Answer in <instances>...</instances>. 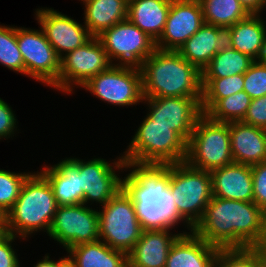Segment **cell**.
<instances>
[{"label": "cell", "mask_w": 266, "mask_h": 267, "mask_svg": "<svg viewBox=\"0 0 266 267\" xmlns=\"http://www.w3.org/2000/svg\"><path fill=\"white\" fill-rule=\"evenodd\" d=\"M192 231L219 249L264 247L266 213L253 201L212 196Z\"/></svg>", "instance_id": "1"}, {"label": "cell", "mask_w": 266, "mask_h": 267, "mask_svg": "<svg viewBox=\"0 0 266 267\" xmlns=\"http://www.w3.org/2000/svg\"><path fill=\"white\" fill-rule=\"evenodd\" d=\"M126 168L133 170L122 180V188L132 199L143 230H172L184 221L169 188L170 164L127 162Z\"/></svg>", "instance_id": "2"}, {"label": "cell", "mask_w": 266, "mask_h": 267, "mask_svg": "<svg viewBox=\"0 0 266 267\" xmlns=\"http://www.w3.org/2000/svg\"><path fill=\"white\" fill-rule=\"evenodd\" d=\"M139 69L143 98H202V72L178 51L156 48Z\"/></svg>", "instance_id": "3"}, {"label": "cell", "mask_w": 266, "mask_h": 267, "mask_svg": "<svg viewBox=\"0 0 266 267\" xmlns=\"http://www.w3.org/2000/svg\"><path fill=\"white\" fill-rule=\"evenodd\" d=\"M57 208L56 198L47 179L38 171L31 173L15 204L6 213L5 232L22 239L42 229L48 234Z\"/></svg>", "instance_id": "4"}, {"label": "cell", "mask_w": 266, "mask_h": 267, "mask_svg": "<svg viewBox=\"0 0 266 267\" xmlns=\"http://www.w3.org/2000/svg\"><path fill=\"white\" fill-rule=\"evenodd\" d=\"M122 158L142 164H175L185 162L187 143L170 126L155 124L147 115Z\"/></svg>", "instance_id": "5"}, {"label": "cell", "mask_w": 266, "mask_h": 267, "mask_svg": "<svg viewBox=\"0 0 266 267\" xmlns=\"http://www.w3.org/2000/svg\"><path fill=\"white\" fill-rule=\"evenodd\" d=\"M169 188L178 214L191 232L212 199L210 172L193 168L186 162L170 164Z\"/></svg>", "instance_id": "6"}, {"label": "cell", "mask_w": 266, "mask_h": 267, "mask_svg": "<svg viewBox=\"0 0 266 267\" xmlns=\"http://www.w3.org/2000/svg\"><path fill=\"white\" fill-rule=\"evenodd\" d=\"M185 162L193 168L209 172L234 163L229 123L213 121L203 114L187 143Z\"/></svg>", "instance_id": "7"}, {"label": "cell", "mask_w": 266, "mask_h": 267, "mask_svg": "<svg viewBox=\"0 0 266 267\" xmlns=\"http://www.w3.org/2000/svg\"><path fill=\"white\" fill-rule=\"evenodd\" d=\"M101 208L99 240L128 254L143 232L132 199L122 188Z\"/></svg>", "instance_id": "8"}, {"label": "cell", "mask_w": 266, "mask_h": 267, "mask_svg": "<svg viewBox=\"0 0 266 267\" xmlns=\"http://www.w3.org/2000/svg\"><path fill=\"white\" fill-rule=\"evenodd\" d=\"M100 100L115 106L137 105L143 101L139 67L112 64L81 86Z\"/></svg>", "instance_id": "9"}, {"label": "cell", "mask_w": 266, "mask_h": 267, "mask_svg": "<svg viewBox=\"0 0 266 267\" xmlns=\"http://www.w3.org/2000/svg\"><path fill=\"white\" fill-rule=\"evenodd\" d=\"M97 38L109 61H119L118 65L139 67L156 49L155 41L128 19L103 31Z\"/></svg>", "instance_id": "10"}, {"label": "cell", "mask_w": 266, "mask_h": 267, "mask_svg": "<svg viewBox=\"0 0 266 267\" xmlns=\"http://www.w3.org/2000/svg\"><path fill=\"white\" fill-rule=\"evenodd\" d=\"M40 29L17 27V43L24 61L25 76L58 89L60 58Z\"/></svg>", "instance_id": "11"}, {"label": "cell", "mask_w": 266, "mask_h": 267, "mask_svg": "<svg viewBox=\"0 0 266 267\" xmlns=\"http://www.w3.org/2000/svg\"><path fill=\"white\" fill-rule=\"evenodd\" d=\"M112 63L97 37L72 50L60 59L58 90L73 93V86L81 87L90 78L107 70Z\"/></svg>", "instance_id": "12"}, {"label": "cell", "mask_w": 266, "mask_h": 267, "mask_svg": "<svg viewBox=\"0 0 266 267\" xmlns=\"http://www.w3.org/2000/svg\"><path fill=\"white\" fill-rule=\"evenodd\" d=\"M48 235L66 251L76 245L99 240L98 210L85 204L58 206Z\"/></svg>", "instance_id": "13"}, {"label": "cell", "mask_w": 266, "mask_h": 267, "mask_svg": "<svg viewBox=\"0 0 266 267\" xmlns=\"http://www.w3.org/2000/svg\"><path fill=\"white\" fill-rule=\"evenodd\" d=\"M201 100L187 97L143 98L150 109L147 116L155 124L170 126L186 143L196 122L203 115Z\"/></svg>", "instance_id": "14"}, {"label": "cell", "mask_w": 266, "mask_h": 267, "mask_svg": "<svg viewBox=\"0 0 266 267\" xmlns=\"http://www.w3.org/2000/svg\"><path fill=\"white\" fill-rule=\"evenodd\" d=\"M111 164L103 158H94L87 162L79 159L80 188L84 193L83 204L96 201L101 206L105 205L122 189V179L117 176L115 170L126 168V162L121 156Z\"/></svg>", "instance_id": "15"}, {"label": "cell", "mask_w": 266, "mask_h": 267, "mask_svg": "<svg viewBox=\"0 0 266 267\" xmlns=\"http://www.w3.org/2000/svg\"><path fill=\"white\" fill-rule=\"evenodd\" d=\"M204 23L199 0H172L163 33L155 42L156 48L178 51Z\"/></svg>", "instance_id": "16"}, {"label": "cell", "mask_w": 266, "mask_h": 267, "mask_svg": "<svg viewBox=\"0 0 266 267\" xmlns=\"http://www.w3.org/2000/svg\"><path fill=\"white\" fill-rule=\"evenodd\" d=\"M35 12L36 20L60 59L92 38L85 25L61 12L52 8H40Z\"/></svg>", "instance_id": "17"}, {"label": "cell", "mask_w": 266, "mask_h": 267, "mask_svg": "<svg viewBox=\"0 0 266 267\" xmlns=\"http://www.w3.org/2000/svg\"><path fill=\"white\" fill-rule=\"evenodd\" d=\"M210 175L213 197L253 201L252 166L232 163L212 170Z\"/></svg>", "instance_id": "18"}, {"label": "cell", "mask_w": 266, "mask_h": 267, "mask_svg": "<svg viewBox=\"0 0 266 267\" xmlns=\"http://www.w3.org/2000/svg\"><path fill=\"white\" fill-rule=\"evenodd\" d=\"M40 173L47 179L58 206L83 203L84 193L80 188L79 159L65 158L54 166H44Z\"/></svg>", "instance_id": "19"}, {"label": "cell", "mask_w": 266, "mask_h": 267, "mask_svg": "<svg viewBox=\"0 0 266 267\" xmlns=\"http://www.w3.org/2000/svg\"><path fill=\"white\" fill-rule=\"evenodd\" d=\"M218 251L193 231L183 232L173 242L165 267H215Z\"/></svg>", "instance_id": "20"}, {"label": "cell", "mask_w": 266, "mask_h": 267, "mask_svg": "<svg viewBox=\"0 0 266 267\" xmlns=\"http://www.w3.org/2000/svg\"><path fill=\"white\" fill-rule=\"evenodd\" d=\"M180 234H171L170 229L143 230L127 254L128 267H165L171 246Z\"/></svg>", "instance_id": "21"}, {"label": "cell", "mask_w": 266, "mask_h": 267, "mask_svg": "<svg viewBox=\"0 0 266 267\" xmlns=\"http://www.w3.org/2000/svg\"><path fill=\"white\" fill-rule=\"evenodd\" d=\"M234 163L255 165L266 161V130L242 121L229 122Z\"/></svg>", "instance_id": "22"}, {"label": "cell", "mask_w": 266, "mask_h": 267, "mask_svg": "<svg viewBox=\"0 0 266 267\" xmlns=\"http://www.w3.org/2000/svg\"><path fill=\"white\" fill-rule=\"evenodd\" d=\"M226 45V29L204 23L179 48L178 52L202 72L213 56Z\"/></svg>", "instance_id": "23"}, {"label": "cell", "mask_w": 266, "mask_h": 267, "mask_svg": "<svg viewBox=\"0 0 266 267\" xmlns=\"http://www.w3.org/2000/svg\"><path fill=\"white\" fill-rule=\"evenodd\" d=\"M260 15L251 13L226 29L227 45L254 60H260L266 37V22Z\"/></svg>", "instance_id": "24"}, {"label": "cell", "mask_w": 266, "mask_h": 267, "mask_svg": "<svg viewBox=\"0 0 266 267\" xmlns=\"http://www.w3.org/2000/svg\"><path fill=\"white\" fill-rule=\"evenodd\" d=\"M172 0H131L127 19L155 42L163 33Z\"/></svg>", "instance_id": "25"}, {"label": "cell", "mask_w": 266, "mask_h": 267, "mask_svg": "<svg viewBox=\"0 0 266 267\" xmlns=\"http://www.w3.org/2000/svg\"><path fill=\"white\" fill-rule=\"evenodd\" d=\"M85 5L84 25L92 37L127 19L125 0H81Z\"/></svg>", "instance_id": "26"}, {"label": "cell", "mask_w": 266, "mask_h": 267, "mask_svg": "<svg viewBox=\"0 0 266 267\" xmlns=\"http://www.w3.org/2000/svg\"><path fill=\"white\" fill-rule=\"evenodd\" d=\"M67 252L75 267H128L127 254L112 249L102 240L73 246Z\"/></svg>", "instance_id": "27"}, {"label": "cell", "mask_w": 266, "mask_h": 267, "mask_svg": "<svg viewBox=\"0 0 266 267\" xmlns=\"http://www.w3.org/2000/svg\"><path fill=\"white\" fill-rule=\"evenodd\" d=\"M255 60L226 45L203 69L202 78H225L244 74Z\"/></svg>", "instance_id": "28"}, {"label": "cell", "mask_w": 266, "mask_h": 267, "mask_svg": "<svg viewBox=\"0 0 266 267\" xmlns=\"http://www.w3.org/2000/svg\"><path fill=\"white\" fill-rule=\"evenodd\" d=\"M204 22L227 29L251 13L239 0H199Z\"/></svg>", "instance_id": "29"}, {"label": "cell", "mask_w": 266, "mask_h": 267, "mask_svg": "<svg viewBox=\"0 0 266 267\" xmlns=\"http://www.w3.org/2000/svg\"><path fill=\"white\" fill-rule=\"evenodd\" d=\"M244 91V74L225 78H202L203 114H206L220 99Z\"/></svg>", "instance_id": "30"}, {"label": "cell", "mask_w": 266, "mask_h": 267, "mask_svg": "<svg viewBox=\"0 0 266 267\" xmlns=\"http://www.w3.org/2000/svg\"><path fill=\"white\" fill-rule=\"evenodd\" d=\"M251 103V97L240 91L231 96L220 99L206 115L213 121L229 123L242 121Z\"/></svg>", "instance_id": "31"}, {"label": "cell", "mask_w": 266, "mask_h": 267, "mask_svg": "<svg viewBox=\"0 0 266 267\" xmlns=\"http://www.w3.org/2000/svg\"><path fill=\"white\" fill-rule=\"evenodd\" d=\"M215 267H266L262 247L219 249Z\"/></svg>", "instance_id": "32"}, {"label": "cell", "mask_w": 266, "mask_h": 267, "mask_svg": "<svg viewBox=\"0 0 266 267\" xmlns=\"http://www.w3.org/2000/svg\"><path fill=\"white\" fill-rule=\"evenodd\" d=\"M0 63L25 75L24 61L17 43V27L0 25Z\"/></svg>", "instance_id": "33"}, {"label": "cell", "mask_w": 266, "mask_h": 267, "mask_svg": "<svg viewBox=\"0 0 266 267\" xmlns=\"http://www.w3.org/2000/svg\"><path fill=\"white\" fill-rule=\"evenodd\" d=\"M31 173H15L0 169V209L7 213L15 204L26 178Z\"/></svg>", "instance_id": "34"}, {"label": "cell", "mask_w": 266, "mask_h": 267, "mask_svg": "<svg viewBox=\"0 0 266 267\" xmlns=\"http://www.w3.org/2000/svg\"><path fill=\"white\" fill-rule=\"evenodd\" d=\"M244 91L251 99L266 95V64L255 60L244 73Z\"/></svg>", "instance_id": "35"}, {"label": "cell", "mask_w": 266, "mask_h": 267, "mask_svg": "<svg viewBox=\"0 0 266 267\" xmlns=\"http://www.w3.org/2000/svg\"><path fill=\"white\" fill-rule=\"evenodd\" d=\"M253 202L266 213V161L252 165Z\"/></svg>", "instance_id": "36"}, {"label": "cell", "mask_w": 266, "mask_h": 267, "mask_svg": "<svg viewBox=\"0 0 266 267\" xmlns=\"http://www.w3.org/2000/svg\"><path fill=\"white\" fill-rule=\"evenodd\" d=\"M242 122L266 130V95L251 99Z\"/></svg>", "instance_id": "37"}, {"label": "cell", "mask_w": 266, "mask_h": 267, "mask_svg": "<svg viewBox=\"0 0 266 267\" xmlns=\"http://www.w3.org/2000/svg\"><path fill=\"white\" fill-rule=\"evenodd\" d=\"M16 236L9 233H0V267H20L17 253L12 248Z\"/></svg>", "instance_id": "38"}, {"label": "cell", "mask_w": 266, "mask_h": 267, "mask_svg": "<svg viewBox=\"0 0 266 267\" xmlns=\"http://www.w3.org/2000/svg\"><path fill=\"white\" fill-rule=\"evenodd\" d=\"M16 117L11 107L0 98V139L10 138L16 127Z\"/></svg>", "instance_id": "39"}, {"label": "cell", "mask_w": 266, "mask_h": 267, "mask_svg": "<svg viewBox=\"0 0 266 267\" xmlns=\"http://www.w3.org/2000/svg\"><path fill=\"white\" fill-rule=\"evenodd\" d=\"M250 13H261L264 6L266 8V0H239Z\"/></svg>", "instance_id": "40"}, {"label": "cell", "mask_w": 266, "mask_h": 267, "mask_svg": "<svg viewBox=\"0 0 266 267\" xmlns=\"http://www.w3.org/2000/svg\"><path fill=\"white\" fill-rule=\"evenodd\" d=\"M48 255H45L42 261L34 265V267H59V261L55 262L54 260H50Z\"/></svg>", "instance_id": "41"}, {"label": "cell", "mask_w": 266, "mask_h": 267, "mask_svg": "<svg viewBox=\"0 0 266 267\" xmlns=\"http://www.w3.org/2000/svg\"><path fill=\"white\" fill-rule=\"evenodd\" d=\"M6 230V213L0 209V233H4Z\"/></svg>", "instance_id": "42"}, {"label": "cell", "mask_w": 266, "mask_h": 267, "mask_svg": "<svg viewBox=\"0 0 266 267\" xmlns=\"http://www.w3.org/2000/svg\"><path fill=\"white\" fill-rule=\"evenodd\" d=\"M59 267H75V265L66 256L59 259Z\"/></svg>", "instance_id": "43"}, {"label": "cell", "mask_w": 266, "mask_h": 267, "mask_svg": "<svg viewBox=\"0 0 266 267\" xmlns=\"http://www.w3.org/2000/svg\"><path fill=\"white\" fill-rule=\"evenodd\" d=\"M260 61L266 64V37L264 40V49Z\"/></svg>", "instance_id": "44"}, {"label": "cell", "mask_w": 266, "mask_h": 267, "mask_svg": "<svg viewBox=\"0 0 266 267\" xmlns=\"http://www.w3.org/2000/svg\"><path fill=\"white\" fill-rule=\"evenodd\" d=\"M263 249H264V251H265V255H266V243H265Z\"/></svg>", "instance_id": "45"}]
</instances>
